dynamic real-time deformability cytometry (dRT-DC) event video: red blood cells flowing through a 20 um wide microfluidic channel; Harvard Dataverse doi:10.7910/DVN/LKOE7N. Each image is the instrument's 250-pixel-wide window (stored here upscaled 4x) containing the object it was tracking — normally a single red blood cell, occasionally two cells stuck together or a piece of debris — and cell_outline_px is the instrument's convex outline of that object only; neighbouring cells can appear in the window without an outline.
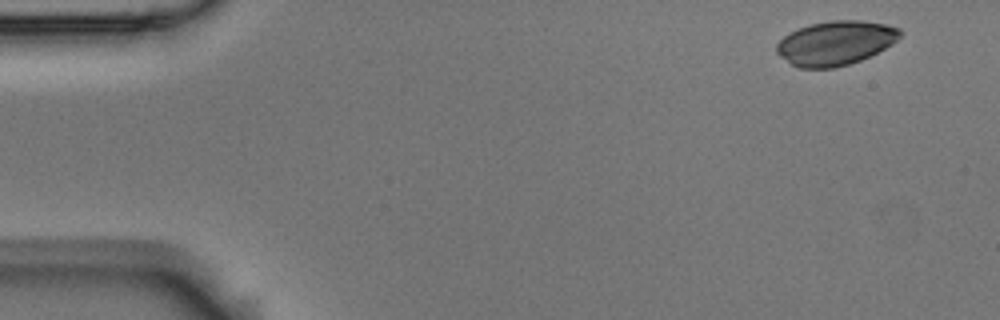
{"species": "Egyptian fruit bat (a non-hibernating species)", "species_latin": "Rousettus aegyptiacus", "temperature_condition": "room temperature", "stored_images_in_passage": 4, "camera_frame_rate_fps": 3000, "um_per_image_px": 0.085, "animal": {"sex": "male"}, "frame": {"image": 1, "passage_image": 1, "time_ms": 0.0, "image_size_px": [1000, 320], "cell_outline_px": [[900, 36], [892, 44], [860, 60], [848, 64], [832, 68], [800, 68], [792, 64], [780, 56], [776, 52], [776, 44], [784, 36], [800, 28], [812, 24], [832, 20], [860, 20], [884, 24], [900, 28]], "centroid_in_image_um": [71.0, 3.65], "position_along_channel_um": 14.0, "area_um2": 31.33}}